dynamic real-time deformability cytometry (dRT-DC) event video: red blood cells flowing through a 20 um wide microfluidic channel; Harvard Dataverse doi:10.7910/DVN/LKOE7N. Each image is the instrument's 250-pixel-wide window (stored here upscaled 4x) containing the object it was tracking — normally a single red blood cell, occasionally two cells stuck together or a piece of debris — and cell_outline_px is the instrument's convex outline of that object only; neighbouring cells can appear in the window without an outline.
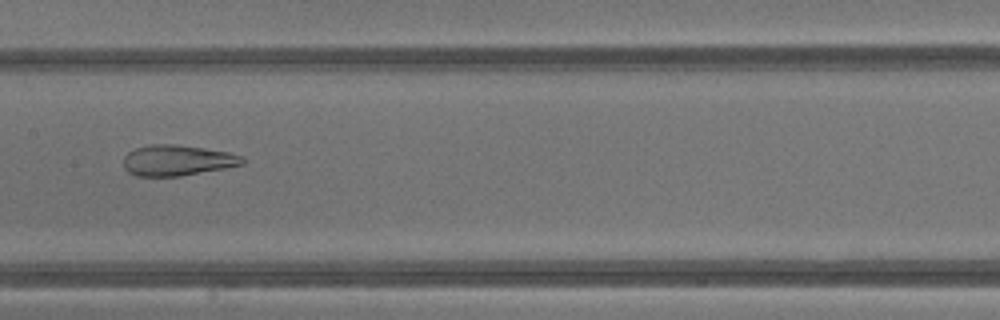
{"species": "common noctule bat (a hibernating species)", "species_latin": "Nyctalus noctula", "temperature_condition": "warm", "stored_images_in_passage": 38, "camera_frame_rate_fps": 3000, "um_per_image_px": 0.085, "animal": {"sex": "male", "body_mass_g": 13.3}, "frame": {"image": 1, "passage_image": 22, "time_ms": 7.0, "image_size_px": [1000, 320], "cell_outline_px": [[248, 160], [244, 164], [224, 168], [180, 176], [136, 176], [128, 172], [124, 168], [124, 156], [128, 152], [136, 148], [152, 144], [172, 144], [204, 148], [228, 152], [244, 156]], "centroid_in_image_um": [15.09, 13.63], "position_along_channel_um": 192.3, "area_um2": 21.33}}
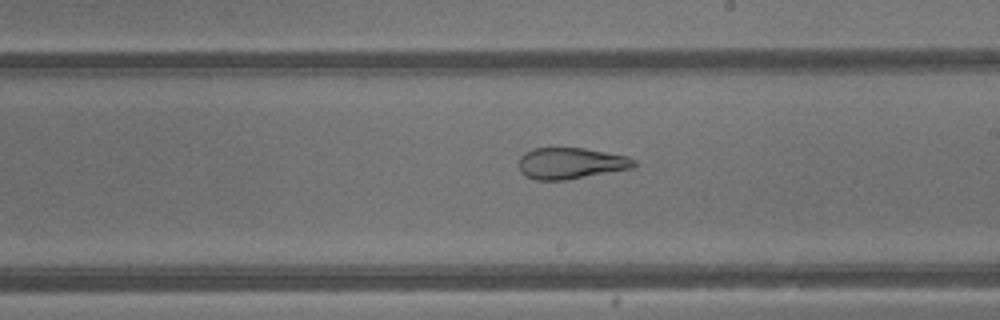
{"frame": {"image": 2, "passage_image": 25, "time_ms": 8.0, "image_size_px": [1000, 320], "cell_outline_px": [[636, 168], [568, 180], [536, 180], [524, 176], [520, 172], [516, 164], [520, 156], [524, 152], [532, 148], [584, 148], [628, 156], [636, 160]], "centroid_in_image_um": [48.5, 13.89], "position_along_channel_um": 240.5, "area_um2": 21.62}}
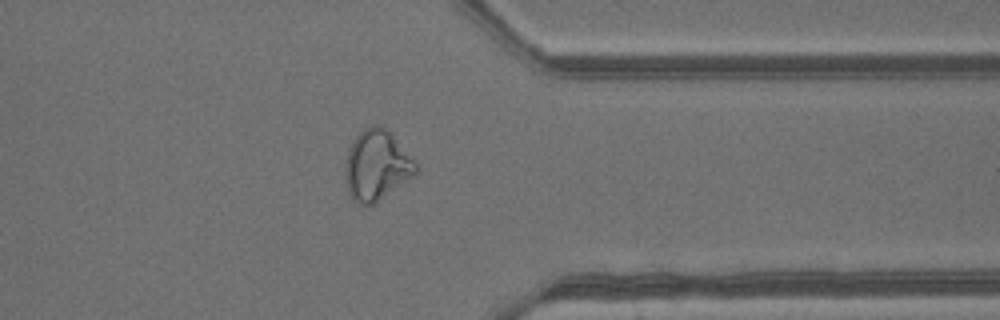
{"frame": {"image": 3, "passage_image": 34, "time_ms": 11.0, "image_size_px": [1000, 320], "cell_outline_px": [[416, 172], [412, 176], [368, 208], [352, 200], [348, 192], [344, 172], [344, 168], [348, 148], [352, 140], [364, 128], [372, 124], [380, 124], [416, 160]], "centroid_in_image_um": [31.96, 14.06], "position_along_channel_um": 379.4, "area_um2": 28.84}, "authors_computed_cell_mechanics": {"area_um2": 27.5417, "velocity_mm_per_s": 4.8505, "shape_relaxation_time_tau1_ms": null, "shape_relaxation_time_tau2_ms": 1.476, "deformation_change_tau1": null, "deformation_change_tau2": 0.0867}}